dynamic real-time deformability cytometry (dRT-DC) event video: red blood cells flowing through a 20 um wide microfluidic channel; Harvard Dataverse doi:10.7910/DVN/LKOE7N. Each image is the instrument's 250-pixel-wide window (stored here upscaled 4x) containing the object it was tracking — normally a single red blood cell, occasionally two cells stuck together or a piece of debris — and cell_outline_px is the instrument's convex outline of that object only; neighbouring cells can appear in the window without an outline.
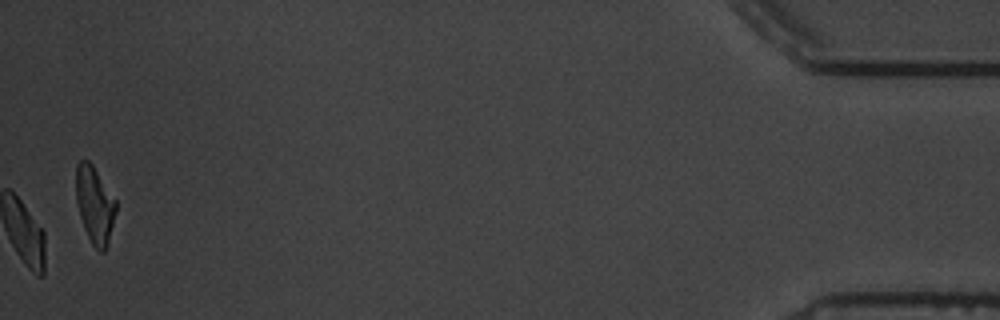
{"species": "common noctule bat (a hibernating species)", "species_latin": "Nyctalus noctula", "temperature_condition": "warm", "stored_images_in_passage": 60, "camera_frame_rate_fps": 3000, "um_per_image_px": 0.085, "animal": {"sex": "male", "body_mass_g": 19.5, "forearm_length_mm": 54.6}, "frame": {"image": 1, "passage_image": 60, "time_ms": 19.667, "image_size_px": [1000, 320], "cell_outline_px": [[116, 212], [108, 244], [104, 252], [100, 252], [92, 244], [84, 228], [80, 216], [76, 200], [76, 164], [80, 160], [88, 160], [92, 164], [116, 200]], "centroid_in_image_um": [8.05, 17.41], "position_along_channel_um": 427.1, "area_um2": 17.86}, "authors_computed_cell_mechanics": {"area_um2": 17.8602, "velocity_mm_per_s": 3.3466, "shape_relaxation_time_tau1_ms": 2.87, "shape_relaxation_time_tau2_ms": 2.0136, "deformation_change_tau1": 0.1298, "deformation_change_tau2": 0.0754}}